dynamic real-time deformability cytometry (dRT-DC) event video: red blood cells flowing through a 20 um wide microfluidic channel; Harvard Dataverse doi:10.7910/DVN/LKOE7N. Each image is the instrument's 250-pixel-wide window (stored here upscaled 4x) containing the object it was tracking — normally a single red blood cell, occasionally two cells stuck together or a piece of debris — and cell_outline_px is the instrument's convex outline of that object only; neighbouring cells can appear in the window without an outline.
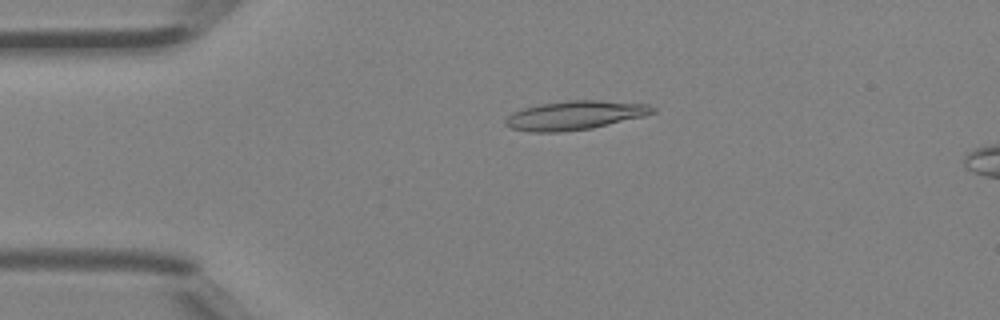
{"species": "Egyptian fruit bat (a non-hibernating species)", "species_latin": "Rousettus aegyptiacus", "temperature_condition": "room temperature", "stored_images_in_passage": 45, "camera_frame_rate_fps": 3000, "um_per_image_px": 0.085, "animal": {"sex": "female"}, "frame": {"image": 1, "passage_image": 10, "time_ms": 3.0, "image_size_px": [1000, 320], "cell_outline_px": [[656, 112], [644, 116], [592, 128], [560, 132], [528, 132], [512, 128], [504, 124], [504, 120], [508, 116], [524, 108], [544, 104], [568, 100], [596, 100], [648, 104], [656, 108]], "centroid_in_image_um": [48.9, 9.81], "position_along_channel_um": 36.1, "area_um2": 24.57}}
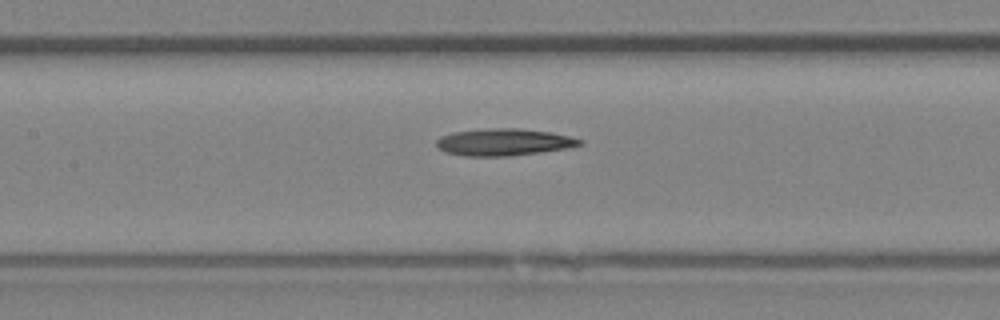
{"frame": {"image": 2, "passage_image": 21, "time_ms": 6.667, "image_size_px": [1000, 320], "cell_outline_px": [[584, 144], [568, 148], [540, 152], [508, 156], [464, 156], [444, 152], [436, 144], [436, 140], [440, 136], [452, 132], [488, 128], [520, 128], [552, 132], [584, 140]], "centroid_in_image_um": [42.83, 12.07], "position_along_channel_um": 164.6, "area_um2": 22.72}}
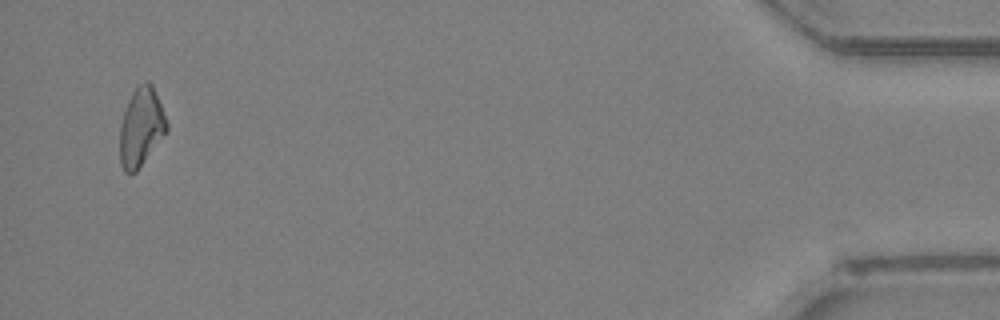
{"frame": {"image": 3, "passage_image": 44, "time_ms": 14.333, "image_size_px": [1000, 320], "cell_outline_px": [[168, 128], [136, 172], [124, 172], [120, 164], [120, 124], [128, 100], [132, 92], [140, 84], [148, 80], [152, 84], [168, 124]], "centroid_in_image_um": [11.97, 10.79], "position_along_channel_um": 423.2, "area_um2": 20.98}}